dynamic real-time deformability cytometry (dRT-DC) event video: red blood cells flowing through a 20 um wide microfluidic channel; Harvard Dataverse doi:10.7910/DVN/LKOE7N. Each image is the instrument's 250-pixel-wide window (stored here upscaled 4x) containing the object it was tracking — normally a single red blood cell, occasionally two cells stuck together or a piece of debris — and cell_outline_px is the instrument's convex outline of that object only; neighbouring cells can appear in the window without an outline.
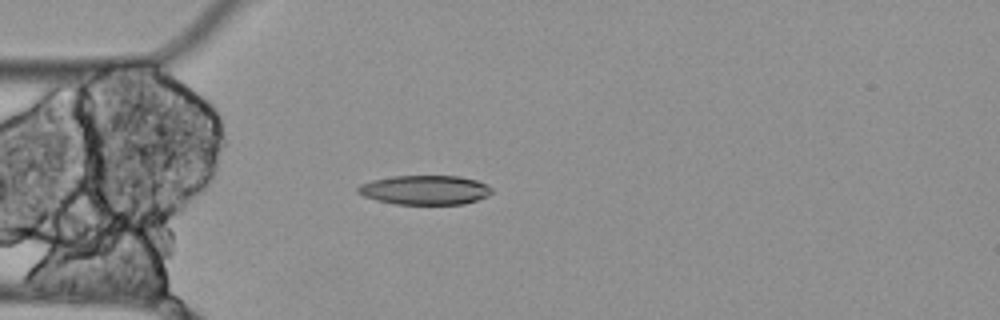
{"species": "Egyptian fruit bat (a non-hibernating species)", "species_latin": "Rousettus aegyptiacus", "temperature_condition": "cold", "stored_images_in_passage": 5, "camera_frame_rate_fps": 3000, "um_per_image_px": 0.085, "animal": {"sex": "female"}, "frame": {"image": 1, "passage_image": 5, "time_ms": 1.333, "image_size_px": [1000, 320], "cell_outline_px": [[492, 192], [488, 196], [464, 204], [396, 204], [376, 200], [364, 196], [356, 192], [356, 188], [360, 184], [372, 180], [392, 176], [460, 176], [476, 180], [492, 188]], "centroid_in_image_um": [36.09, 16.15], "position_along_channel_um": 48.9, "area_um2": 22.89}}